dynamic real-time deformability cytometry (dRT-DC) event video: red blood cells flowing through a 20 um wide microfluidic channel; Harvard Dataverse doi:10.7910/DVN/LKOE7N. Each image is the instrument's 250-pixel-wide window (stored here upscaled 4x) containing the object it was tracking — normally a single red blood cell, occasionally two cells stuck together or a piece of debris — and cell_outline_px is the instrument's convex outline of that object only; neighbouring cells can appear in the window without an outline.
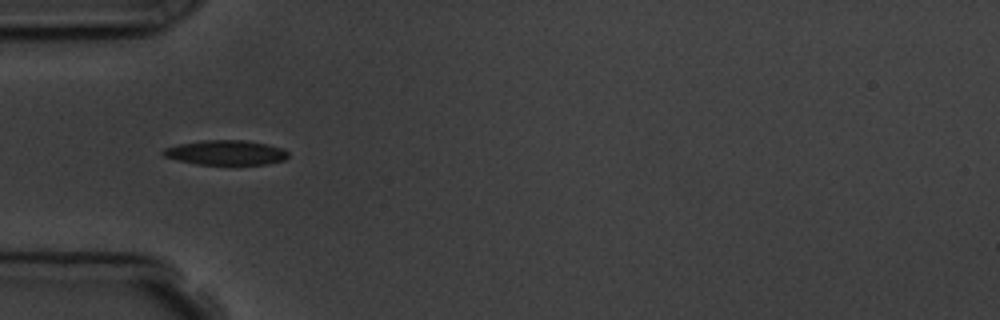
{"species": "common noctule bat (a hibernating species)", "species_latin": "Nyctalus noctula", "temperature_condition": "room temperature", "stored_images_in_passage": 6, "camera_frame_rate_fps": 3000, "um_per_image_px": 0.085, "animal": {"sex": "male", "body_mass_g": 19.5, "forearm_length_mm": 54.6}, "frame": {"image": 1, "passage_image": 5, "time_ms": 4.333, "image_size_px": [1000, 320], "cell_outline_px": [[288, 156], [284, 160], [268, 164], [232, 168], [196, 164], [164, 156], [160, 152], [164, 148], [180, 144], [204, 140], [244, 140], [284, 148], [288, 152]], "centroid_in_image_um": [19.24, 13.03], "position_along_channel_um": 65.8, "area_um2": 18.84}}